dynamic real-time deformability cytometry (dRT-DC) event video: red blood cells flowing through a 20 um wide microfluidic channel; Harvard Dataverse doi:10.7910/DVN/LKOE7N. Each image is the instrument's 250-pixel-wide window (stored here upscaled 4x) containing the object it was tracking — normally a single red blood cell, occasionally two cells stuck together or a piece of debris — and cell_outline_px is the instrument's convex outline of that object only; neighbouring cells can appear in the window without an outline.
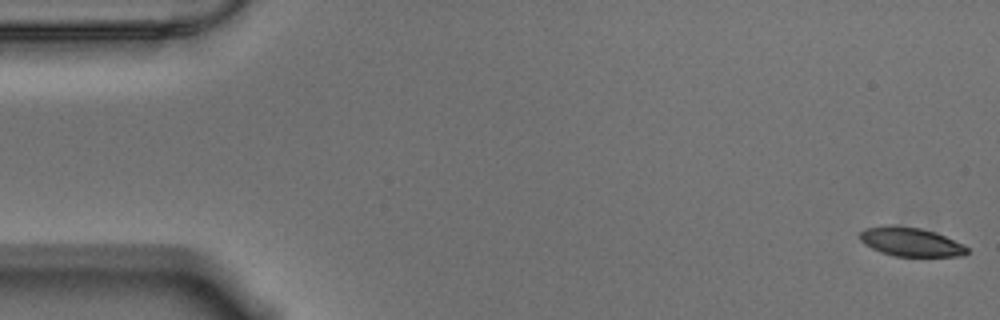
{"species": "Egyptian fruit bat (a non-hibernating species)", "species_latin": "Rousettus aegyptiacus", "temperature_condition": "warm", "stored_images_in_passage": 58, "segment_of_instrument_passage": [1, 2], "camera_frame_rate_fps": 3000, "um_per_image_px": 0.085, "animal": {"sex": "male"}, "frame": {"image": 1, "passage_image": 1, "time_ms": 0.0, "image_size_px": [1000, 320], "cell_outline_px": [[968, 252], [964, 256], [896, 256], [880, 252], [864, 244], [860, 240], [860, 232], [864, 228], [884, 224], [892, 224], [920, 228], [936, 232], [968, 248]], "centroid_in_image_um": [77.35, 20.54], "position_along_channel_um": 7.7, "area_um2": 18.09}}
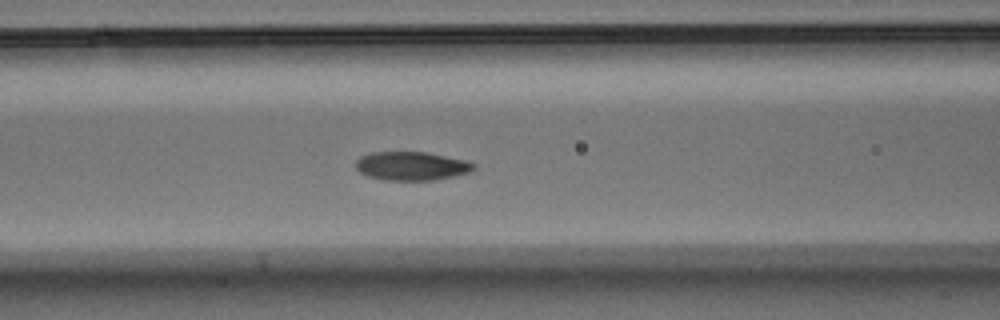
{"frame": {"image": 2, "passage_image": 23, "time_ms": 7.333, "image_size_px": [1000, 320], "cell_outline_px": [[476, 168], [468, 172], [452, 176], [432, 180], [384, 180], [368, 176], [360, 172], [356, 168], [356, 160], [360, 156], [372, 152], [428, 152], [468, 160], [476, 164]], "centroid_in_image_um": [34.99, 14.1], "position_along_channel_um": 131.6, "area_um2": 19.77}}
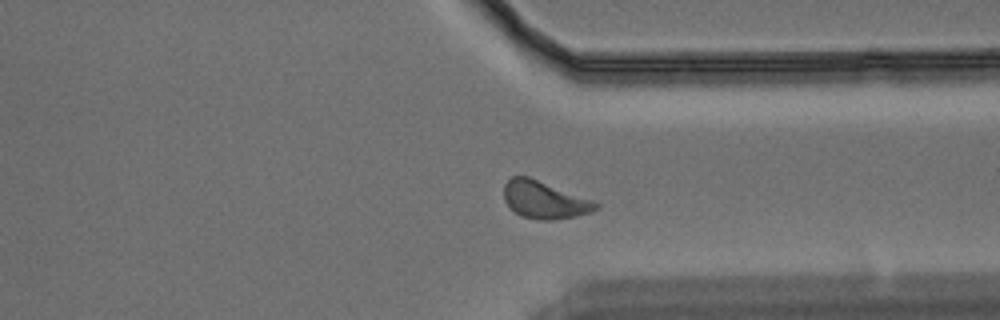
{"frame": {"image": 3, "passage_image": 43, "time_ms": 14.0, "image_size_px": [1000, 320], "cell_outline_px": [[600, 208], [576, 216], [552, 220], [540, 220], [520, 216], [504, 200], [504, 184], [512, 176], [528, 176], [596, 200], [600, 204]], "centroid_in_image_um": [46.32, 16.98], "position_along_channel_um": 365.1, "area_um2": 20.23}}